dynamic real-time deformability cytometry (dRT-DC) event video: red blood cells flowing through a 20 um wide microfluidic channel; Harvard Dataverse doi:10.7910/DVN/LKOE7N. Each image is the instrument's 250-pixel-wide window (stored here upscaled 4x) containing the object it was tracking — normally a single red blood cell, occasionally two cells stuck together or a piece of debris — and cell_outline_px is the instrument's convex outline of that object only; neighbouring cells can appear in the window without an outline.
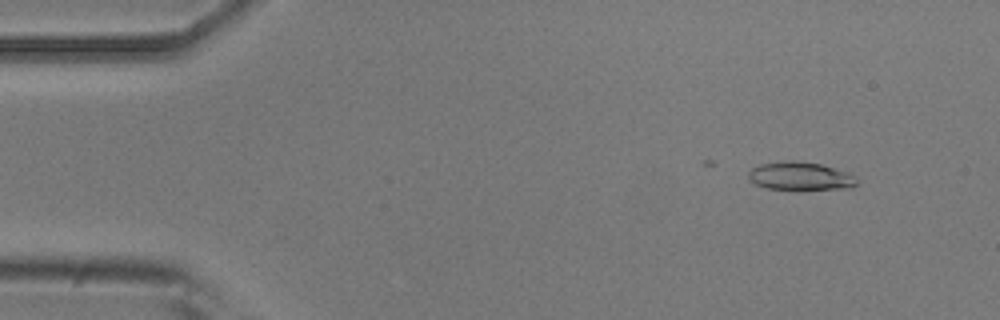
{"species": "common noctule bat (a hibernating species)", "species_latin": "Nyctalus noctula", "temperature_condition": "room temperature", "stored_images_in_passage": 15, "camera_frame_rate_fps": 3000, "um_per_image_px": 0.085, "animal": {"sex": "male", "body_mass_g": 20.5, "forearm_length_mm": 52.5}, "frame": {"image": 1, "passage_image": 5, "time_ms": 1.333, "image_size_px": [1000, 320], "cell_outline_px": [[856, 184], [852, 188], [768, 188], [756, 184], [748, 180], [748, 172], [752, 168], [760, 164], [788, 160], [796, 160], [820, 164], [848, 172], [856, 176]], "centroid_in_image_um": [68.01, 14.94], "position_along_channel_um": 17.0, "area_um2": 17.46}}
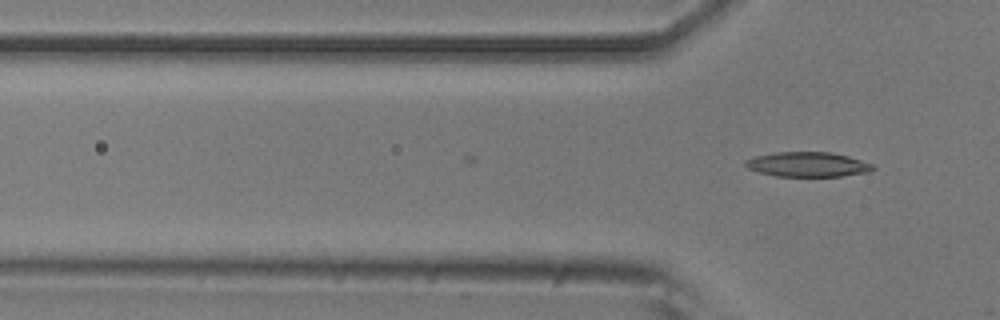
{"frame": {"image": 2, "passage_image": 15, "time_ms": 4.667, "image_size_px": [1000, 320], "cell_outline_px": [[876, 168], [872, 172], [840, 176], [776, 176], [760, 172], [748, 168], [744, 164], [744, 160], [756, 156], [776, 152], [832, 152], [848, 156], [872, 164]], "centroid_in_image_um": [68.68, 13.97], "position_along_channel_um": 57.1, "area_um2": 18.38}}